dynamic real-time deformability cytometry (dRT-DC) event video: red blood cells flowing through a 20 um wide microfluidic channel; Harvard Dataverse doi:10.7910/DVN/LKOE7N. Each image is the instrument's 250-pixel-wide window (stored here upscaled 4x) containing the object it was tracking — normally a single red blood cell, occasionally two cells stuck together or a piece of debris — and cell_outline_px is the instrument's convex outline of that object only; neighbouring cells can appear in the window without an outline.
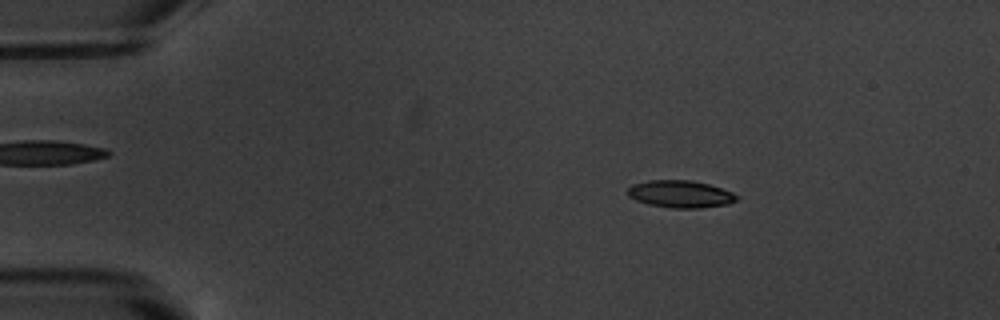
{"species": "common noctule bat (a hibernating species)", "species_latin": "Nyctalus noctula", "temperature_condition": "warm", "stored_images_in_passage": 4, "camera_frame_rate_fps": 3000, "um_per_image_px": 0.085, "animal": {"sex": "male", "body_mass_g": 20.1, "forearm_length_mm": 53.5}, "frame": {"image": 1, "passage_image": 2, "time_ms": 1.333, "image_size_px": [1000, 320], "cell_outline_px": [[740, 196], [736, 200], [728, 204], [700, 208], [672, 208], [648, 204], [636, 200], [628, 196], [628, 188], [632, 184], [648, 180], [692, 180], [708, 184], [732, 192]], "centroid_in_image_um": [57.83, 16.49], "position_along_channel_um": 27.2, "area_um2": 17.34}}